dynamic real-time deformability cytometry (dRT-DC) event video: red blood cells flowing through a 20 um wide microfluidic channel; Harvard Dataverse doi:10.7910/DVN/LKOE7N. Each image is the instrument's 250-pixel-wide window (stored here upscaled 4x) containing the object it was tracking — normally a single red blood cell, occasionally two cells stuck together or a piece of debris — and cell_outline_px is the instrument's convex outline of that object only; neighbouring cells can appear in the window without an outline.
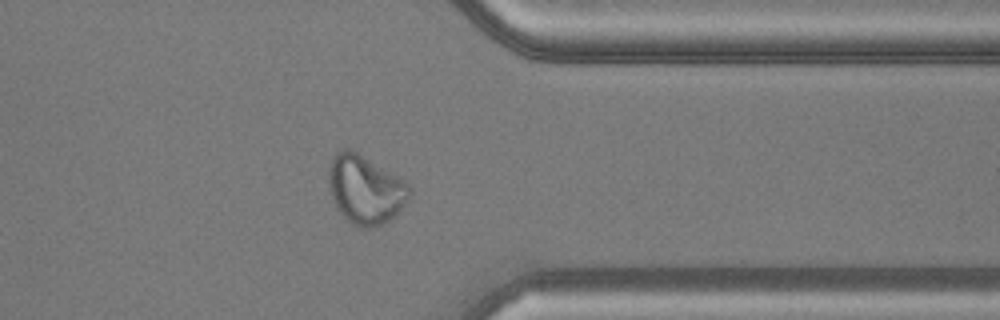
{"species": "common noctule bat (a hibernating species)", "species_latin": "Nyctalus noctula", "temperature_condition": "warm", "stored_images_in_passage": 32, "camera_frame_rate_fps": 3000, "um_per_image_px": 0.085, "animal": {"sex": "male", "body_mass_g": 20.5, "forearm_length_mm": 52.5}, "frame": {"image": 1, "passage_image": 23, "time_ms": 7.333, "image_size_px": [1000, 320], "cell_outline_px": [[412, 192], [408, 200], [388, 220], [372, 228], [356, 228], [336, 208], [332, 200], [328, 180], [328, 172], [332, 156], [336, 152], [344, 148], [352, 148], [404, 180], [412, 188]], "centroid_in_image_um": [31.02, 16.08], "position_along_channel_um": 380.4, "area_um2": 32.48}}
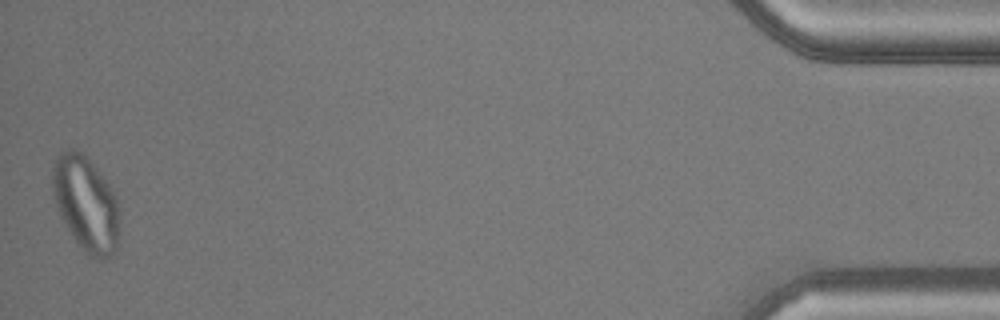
{"frame": {"image": 2, "passage_image": 32, "time_ms": 10.333, "image_size_px": [1000, 320], "cell_outline_px": [[120, 216], [116, 252], [112, 256], [104, 260], [96, 260], [80, 248], [72, 236], [60, 216], [56, 204], [52, 188], [52, 168], [60, 152], [68, 148], [72, 148], [80, 152], [96, 168], [112, 188], [120, 204]], "centroid_in_image_um": [7.33, 17.36], "position_along_channel_um": 427.9, "area_um2": 37.45}}